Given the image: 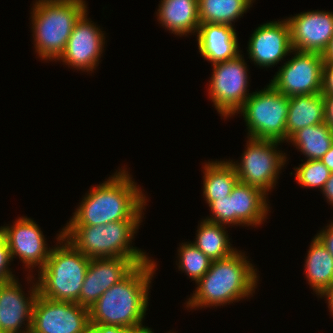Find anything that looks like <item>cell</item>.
<instances>
[{
    "label": "cell",
    "instance_id": "cell-1",
    "mask_svg": "<svg viewBox=\"0 0 333 333\" xmlns=\"http://www.w3.org/2000/svg\"><path fill=\"white\" fill-rule=\"evenodd\" d=\"M125 169L85 195L66 226H95L118 221H142L146 196ZM94 188V189H93Z\"/></svg>",
    "mask_w": 333,
    "mask_h": 333
},
{
    "label": "cell",
    "instance_id": "cell-2",
    "mask_svg": "<svg viewBox=\"0 0 333 333\" xmlns=\"http://www.w3.org/2000/svg\"><path fill=\"white\" fill-rule=\"evenodd\" d=\"M156 262L137 265L125 278L112 285L89 308L90 324L120 326L129 331L143 329L149 288Z\"/></svg>",
    "mask_w": 333,
    "mask_h": 333
},
{
    "label": "cell",
    "instance_id": "cell-3",
    "mask_svg": "<svg viewBox=\"0 0 333 333\" xmlns=\"http://www.w3.org/2000/svg\"><path fill=\"white\" fill-rule=\"evenodd\" d=\"M258 275L253 264L241 251L211 262L207 273L197 282L195 293L186 307L203 308L226 305L253 295Z\"/></svg>",
    "mask_w": 333,
    "mask_h": 333
},
{
    "label": "cell",
    "instance_id": "cell-4",
    "mask_svg": "<svg viewBox=\"0 0 333 333\" xmlns=\"http://www.w3.org/2000/svg\"><path fill=\"white\" fill-rule=\"evenodd\" d=\"M140 223L118 221L95 226H66L62 231L63 237L90 259L124 257L139 265L150 260L145 252L130 244Z\"/></svg>",
    "mask_w": 333,
    "mask_h": 333
},
{
    "label": "cell",
    "instance_id": "cell-5",
    "mask_svg": "<svg viewBox=\"0 0 333 333\" xmlns=\"http://www.w3.org/2000/svg\"><path fill=\"white\" fill-rule=\"evenodd\" d=\"M84 0H36L32 30L36 52L43 60H57L64 51L72 30L87 11Z\"/></svg>",
    "mask_w": 333,
    "mask_h": 333
},
{
    "label": "cell",
    "instance_id": "cell-6",
    "mask_svg": "<svg viewBox=\"0 0 333 333\" xmlns=\"http://www.w3.org/2000/svg\"><path fill=\"white\" fill-rule=\"evenodd\" d=\"M57 241L60 245L52 248L44 267L39 272L38 294L51 300L79 304L90 258L66 240L63 231L58 234Z\"/></svg>",
    "mask_w": 333,
    "mask_h": 333
},
{
    "label": "cell",
    "instance_id": "cell-7",
    "mask_svg": "<svg viewBox=\"0 0 333 333\" xmlns=\"http://www.w3.org/2000/svg\"><path fill=\"white\" fill-rule=\"evenodd\" d=\"M288 105L289 97L270 84L253 92L237 111L244 116L247 138L285 141Z\"/></svg>",
    "mask_w": 333,
    "mask_h": 333
},
{
    "label": "cell",
    "instance_id": "cell-8",
    "mask_svg": "<svg viewBox=\"0 0 333 333\" xmlns=\"http://www.w3.org/2000/svg\"><path fill=\"white\" fill-rule=\"evenodd\" d=\"M279 143L282 142L249 138L240 163L230 161L239 181L256 187L268 195L267 192L275 187L279 171L287 159L283 153L277 151Z\"/></svg>",
    "mask_w": 333,
    "mask_h": 333
},
{
    "label": "cell",
    "instance_id": "cell-9",
    "mask_svg": "<svg viewBox=\"0 0 333 333\" xmlns=\"http://www.w3.org/2000/svg\"><path fill=\"white\" fill-rule=\"evenodd\" d=\"M244 56L213 64L209 97L219 114L231 117L243 106L252 93H247L248 75Z\"/></svg>",
    "mask_w": 333,
    "mask_h": 333
},
{
    "label": "cell",
    "instance_id": "cell-10",
    "mask_svg": "<svg viewBox=\"0 0 333 333\" xmlns=\"http://www.w3.org/2000/svg\"><path fill=\"white\" fill-rule=\"evenodd\" d=\"M90 329L88 308L37 295L32 311L34 333H87Z\"/></svg>",
    "mask_w": 333,
    "mask_h": 333
},
{
    "label": "cell",
    "instance_id": "cell-11",
    "mask_svg": "<svg viewBox=\"0 0 333 333\" xmlns=\"http://www.w3.org/2000/svg\"><path fill=\"white\" fill-rule=\"evenodd\" d=\"M294 52V57L280 67L269 84L288 97L321 93L324 65L322 54L298 50Z\"/></svg>",
    "mask_w": 333,
    "mask_h": 333
},
{
    "label": "cell",
    "instance_id": "cell-12",
    "mask_svg": "<svg viewBox=\"0 0 333 333\" xmlns=\"http://www.w3.org/2000/svg\"><path fill=\"white\" fill-rule=\"evenodd\" d=\"M87 19V11L76 22L67 45L57 59L77 70L93 71L104 50L105 36L99 27Z\"/></svg>",
    "mask_w": 333,
    "mask_h": 333
},
{
    "label": "cell",
    "instance_id": "cell-13",
    "mask_svg": "<svg viewBox=\"0 0 333 333\" xmlns=\"http://www.w3.org/2000/svg\"><path fill=\"white\" fill-rule=\"evenodd\" d=\"M0 231L7 239L12 260L16 255L26 268L38 265L41 270L44 267L52 249H48L43 232L35 221L22 216L12 226L0 227Z\"/></svg>",
    "mask_w": 333,
    "mask_h": 333
},
{
    "label": "cell",
    "instance_id": "cell-14",
    "mask_svg": "<svg viewBox=\"0 0 333 333\" xmlns=\"http://www.w3.org/2000/svg\"><path fill=\"white\" fill-rule=\"evenodd\" d=\"M293 50L322 54L333 36V12L307 11L287 19Z\"/></svg>",
    "mask_w": 333,
    "mask_h": 333
},
{
    "label": "cell",
    "instance_id": "cell-15",
    "mask_svg": "<svg viewBox=\"0 0 333 333\" xmlns=\"http://www.w3.org/2000/svg\"><path fill=\"white\" fill-rule=\"evenodd\" d=\"M248 55L260 67H272L293 53L287 18L260 25L248 43Z\"/></svg>",
    "mask_w": 333,
    "mask_h": 333
},
{
    "label": "cell",
    "instance_id": "cell-16",
    "mask_svg": "<svg viewBox=\"0 0 333 333\" xmlns=\"http://www.w3.org/2000/svg\"><path fill=\"white\" fill-rule=\"evenodd\" d=\"M137 265L128 258H92L79 296V305L90 308L112 285L125 278Z\"/></svg>",
    "mask_w": 333,
    "mask_h": 333
},
{
    "label": "cell",
    "instance_id": "cell-17",
    "mask_svg": "<svg viewBox=\"0 0 333 333\" xmlns=\"http://www.w3.org/2000/svg\"><path fill=\"white\" fill-rule=\"evenodd\" d=\"M30 289V297L26 298L18 280L0 284V333H25L31 330L33 305L38 295L37 282H33ZM22 324L25 330L20 329Z\"/></svg>",
    "mask_w": 333,
    "mask_h": 333
},
{
    "label": "cell",
    "instance_id": "cell-18",
    "mask_svg": "<svg viewBox=\"0 0 333 333\" xmlns=\"http://www.w3.org/2000/svg\"><path fill=\"white\" fill-rule=\"evenodd\" d=\"M235 31L228 24L200 23L196 34L201 56L212 65L236 58L241 53Z\"/></svg>",
    "mask_w": 333,
    "mask_h": 333
},
{
    "label": "cell",
    "instance_id": "cell-19",
    "mask_svg": "<svg viewBox=\"0 0 333 333\" xmlns=\"http://www.w3.org/2000/svg\"><path fill=\"white\" fill-rule=\"evenodd\" d=\"M266 195L262 190L238 181L229 195L231 225L260 226L270 208Z\"/></svg>",
    "mask_w": 333,
    "mask_h": 333
},
{
    "label": "cell",
    "instance_id": "cell-20",
    "mask_svg": "<svg viewBox=\"0 0 333 333\" xmlns=\"http://www.w3.org/2000/svg\"><path fill=\"white\" fill-rule=\"evenodd\" d=\"M159 22L171 33H197L200 25L198 0H161L156 14Z\"/></svg>",
    "mask_w": 333,
    "mask_h": 333
},
{
    "label": "cell",
    "instance_id": "cell-21",
    "mask_svg": "<svg viewBox=\"0 0 333 333\" xmlns=\"http://www.w3.org/2000/svg\"><path fill=\"white\" fill-rule=\"evenodd\" d=\"M325 122V101L321 93L289 97L286 141L297 130Z\"/></svg>",
    "mask_w": 333,
    "mask_h": 333
},
{
    "label": "cell",
    "instance_id": "cell-22",
    "mask_svg": "<svg viewBox=\"0 0 333 333\" xmlns=\"http://www.w3.org/2000/svg\"><path fill=\"white\" fill-rule=\"evenodd\" d=\"M305 260V275L317 295L333 284V256L315 236Z\"/></svg>",
    "mask_w": 333,
    "mask_h": 333
},
{
    "label": "cell",
    "instance_id": "cell-23",
    "mask_svg": "<svg viewBox=\"0 0 333 333\" xmlns=\"http://www.w3.org/2000/svg\"><path fill=\"white\" fill-rule=\"evenodd\" d=\"M203 168V196L208 205L214 200L229 196L239 181L230 160L209 161Z\"/></svg>",
    "mask_w": 333,
    "mask_h": 333
},
{
    "label": "cell",
    "instance_id": "cell-24",
    "mask_svg": "<svg viewBox=\"0 0 333 333\" xmlns=\"http://www.w3.org/2000/svg\"><path fill=\"white\" fill-rule=\"evenodd\" d=\"M288 140L307 160H320L333 144V128L325 122L307 126L294 132Z\"/></svg>",
    "mask_w": 333,
    "mask_h": 333
},
{
    "label": "cell",
    "instance_id": "cell-25",
    "mask_svg": "<svg viewBox=\"0 0 333 333\" xmlns=\"http://www.w3.org/2000/svg\"><path fill=\"white\" fill-rule=\"evenodd\" d=\"M224 225L204 219L200 222L193 244L212 261L225 259L237 249L232 248Z\"/></svg>",
    "mask_w": 333,
    "mask_h": 333
},
{
    "label": "cell",
    "instance_id": "cell-26",
    "mask_svg": "<svg viewBox=\"0 0 333 333\" xmlns=\"http://www.w3.org/2000/svg\"><path fill=\"white\" fill-rule=\"evenodd\" d=\"M253 0H198L200 23L228 24L242 17Z\"/></svg>",
    "mask_w": 333,
    "mask_h": 333
},
{
    "label": "cell",
    "instance_id": "cell-27",
    "mask_svg": "<svg viewBox=\"0 0 333 333\" xmlns=\"http://www.w3.org/2000/svg\"><path fill=\"white\" fill-rule=\"evenodd\" d=\"M179 248V270L197 283L209 270L212 260L191 242L182 243Z\"/></svg>",
    "mask_w": 333,
    "mask_h": 333
},
{
    "label": "cell",
    "instance_id": "cell-28",
    "mask_svg": "<svg viewBox=\"0 0 333 333\" xmlns=\"http://www.w3.org/2000/svg\"><path fill=\"white\" fill-rule=\"evenodd\" d=\"M294 170L295 180L302 187H318L321 190L331 175L330 170L320 160H306Z\"/></svg>",
    "mask_w": 333,
    "mask_h": 333
},
{
    "label": "cell",
    "instance_id": "cell-29",
    "mask_svg": "<svg viewBox=\"0 0 333 333\" xmlns=\"http://www.w3.org/2000/svg\"><path fill=\"white\" fill-rule=\"evenodd\" d=\"M211 209V217H206V220L222 225H231V199L229 196L219 198L212 201L208 205Z\"/></svg>",
    "mask_w": 333,
    "mask_h": 333
},
{
    "label": "cell",
    "instance_id": "cell-30",
    "mask_svg": "<svg viewBox=\"0 0 333 333\" xmlns=\"http://www.w3.org/2000/svg\"><path fill=\"white\" fill-rule=\"evenodd\" d=\"M12 260L8 242L5 235L0 231V284L15 279L12 271L8 267Z\"/></svg>",
    "mask_w": 333,
    "mask_h": 333
},
{
    "label": "cell",
    "instance_id": "cell-31",
    "mask_svg": "<svg viewBox=\"0 0 333 333\" xmlns=\"http://www.w3.org/2000/svg\"><path fill=\"white\" fill-rule=\"evenodd\" d=\"M321 94H333V62L323 65Z\"/></svg>",
    "mask_w": 333,
    "mask_h": 333
},
{
    "label": "cell",
    "instance_id": "cell-32",
    "mask_svg": "<svg viewBox=\"0 0 333 333\" xmlns=\"http://www.w3.org/2000/svg\"><path fill=\"white\" fill-rule=\"evenodd\" d=\"M325 230L320 231L316 237L325 246L328 252L333 256V222H331Z\"/></svg>",
    "mask_w": 333,
    "mask_h": 333
},
{
    "label": "cell",
    "instance_id": "cell-33",
    "mask_svg": "<svg viewBox=\"0 0 333 333\" xmlns=\"http://www.w3.org/2000/svg\"><path fill=\"white\" fill-rule=\"evenodd\" d=\"M91 328L96 333H141V330L127 331L120 326L104 325V324H90Z\"/></svg>",
    "mask_w": 333,
    "mask_h": 333
},
{
    "label": "cell",
    "instance_id": "cell-34",
    "mask_svg": "<svg viewBox=\"0 0 333 333\" xmlns=\"http://www.w3.org/2000/svg\"><path fill=\"white\" fill-rule=\"evenodd\" d=\"M325 101V123L333 128V94H322Z\"/></svg>",
    "mask_w": 333,
    "mask_h": 333
},
{
    "label": "cell",
    "instance_id": "cell-35",
    "mask_svg": "<svg viewBox=\"0 0 333 333\" xmlns=\"http://www.w3.org/2000/svg\"><path fill=\"white\" fill-rule=\"evenodd\" d=\"M321 192L325 195L327 201L333 206V173H331Z\"/></svg>",
    "mask_w": 333,
    "mask_h": 333
},
{
    "label": "cell",
    "instance_id": "cell-36",
    "mask_svg": "<svg viewBox=\"0 0 333 333\" xmlns=\"http://www.w3.org/2000/svg\"><path fill=\"white\" fill-rule=\"evenodd\" d=\"M320 161L333 173V144Z\"/></svg>",
    "mask_w": 333,
    "mask_h": 333
},
{
    "label": "cell",
    "instance_id": "cell-37",
    "mask_svg": "<svg viewBox=\"0 0 333 333\" xmlns=\"http://www.w3.org/2000/svg\"><path fill=\"white\" fill-rule=\"evenodd\" d=\"M322 57H323L324 63H331V62H333V36L330 39L327 48L322 53Z\"/></svg>",
    "mask_w": 333,
    "mask_h": 333
},
{
    "label": "cell",
    "instance_id": "cell-38",
    "mask_svg": "<svg viewBox=\"0 0 333 333\" xmlns=\"http://www.w3.org/2000/svg\"><path fill=\"white\" fill-rule=\"evenodd\" d=\"M324 296L328 301V308L331 311L330 313L333 315V284L320 295V297Z\"/></svg>",
    "mask_w": 333,
    "mask_h": 333
},
{
    "label": "cell",
    "instance_id": "cell-39",
    "mask_svg": "<svg viewBox=\"0 0 333 333\" xmlns=\"http://www.w3.org/2000/svg\"><path fill=\"white\" fill-rule=\"evenodd\" d=\"M141 333H154L152 331V329L148 328V327H144L143 329H141ZM172 333V332H170Z\"/></svg>",
    "mask_w": 333,
    "mask_h": 333
},
{
    "label": "cell",
    "instance_id": "cell-40",
    "mask_svg": "<svg viewBox=\"0 0 333 333\" xmlns=\"http://www.w3.org/2000/svg\"><path fill=\"white\" fill-rule=\"evenodd\" d=\"M87 333H96L92 328Z\"/></svg>",
    "mask_w": 333,
    "mask_h": 333
},
{
    "label": "cell",
    "instance_id": "cell-41",
    "mask_svg": "<svg viewBox=\"0 0 333 333\" xmlns=\"http://www.w3.org/2000/svg\"><path fill=\"white\" fill-rule=\"evenodd\" d=\"M25 333H34L32 330L26 331Z\"/></svg>",
    "mask_w": 333,
    "mask_h": 333
}]
</instances>
